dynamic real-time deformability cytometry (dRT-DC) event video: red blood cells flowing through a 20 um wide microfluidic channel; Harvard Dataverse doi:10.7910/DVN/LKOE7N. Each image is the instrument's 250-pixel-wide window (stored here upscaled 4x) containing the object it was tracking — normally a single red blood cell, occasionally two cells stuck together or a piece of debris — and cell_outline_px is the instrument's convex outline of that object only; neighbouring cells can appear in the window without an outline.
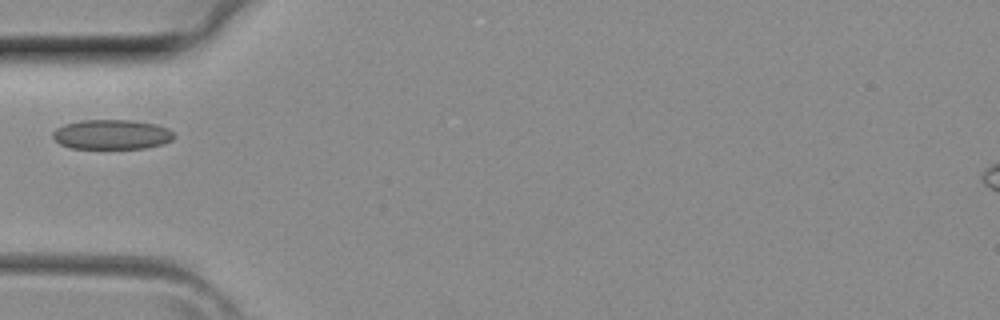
{"species": "common noctule bat (a hibernating species)", "species_latin": "Nyctalus noctula", "temperature_condition": "room temperature", "stored_images_in_passage": 1, "camera_frame_rate_fps": 3000, "um_per_image_px": 0.085, "animal": {"sex": "female", "body_mass_g": 29.2, "forearm_length_mm": 56.3}, "frame": {"image": 1, "passage_image": 1, "time_ms": 0.0, "image_size_px": [1000, 320], "cell_outline_px": [[176, 136], [172, 140], [164, 144], [144, 148], [72, 148], [60, 144], [52, 136], [52, 132], [56, 128], [64, 124], [80, 120], [132, 120], [156, 124], [168, 128]], "centroid_in_image_um": [9.51, 11.42], "position_along_channel_um": 75.5, "area_um2": 21.1}}